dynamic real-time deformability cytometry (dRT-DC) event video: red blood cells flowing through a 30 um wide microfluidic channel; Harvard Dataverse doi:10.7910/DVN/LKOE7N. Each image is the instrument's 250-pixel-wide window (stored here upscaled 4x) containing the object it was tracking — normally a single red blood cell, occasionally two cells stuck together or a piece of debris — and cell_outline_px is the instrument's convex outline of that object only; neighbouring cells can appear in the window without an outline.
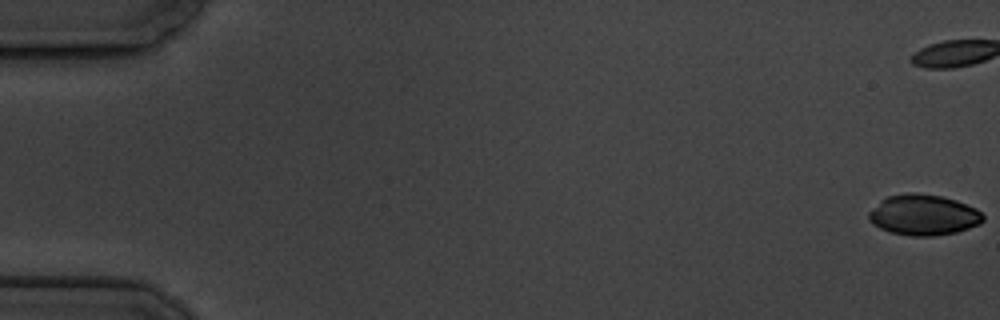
{"species": "common noctule bat (a hibernating species)", "species_latin": "Nyctalus noctula", "temperature_condition": "cold", "stored_images_in_passage": 6, "camera_frame_rate_fps": 3000, "um_per_image_px": 0.085, "animal": {"sex": "male", "body_mass_g": 19.5, "forearm_length_mm": 54.6}, "frame": {"image": 1, "passage_image": 1, "time_ms": 0.0, "image_size_px": [1000, 320], "cell_outline_px": [[984, 220], [980, 224], [956, 232], [932, 236], [912, 236], [892, 232], [880, 228], [872, 224], [868, 220], [868, 212], [880, 200], [888, 196], [908, 192], [916, 192], [940, 196], [956, 200], [976, 208], [984, 216]], "centroid_in_image_um": [78.48, 18.26], "position_along_channel_um": 6.5, "area_um2": 27.17}}
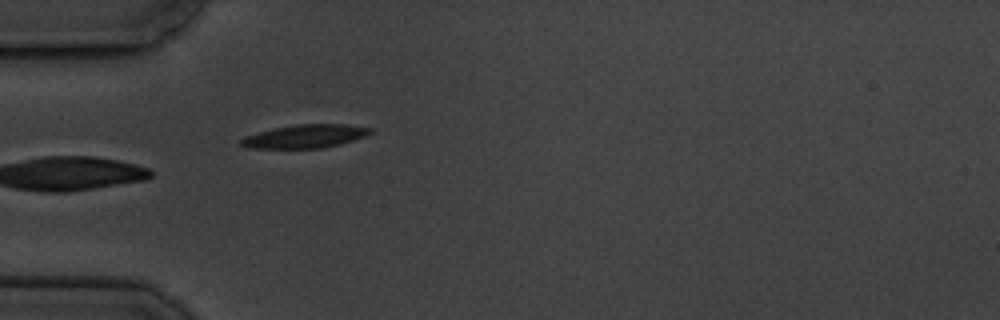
{"frame": {"image": 2, "passage_image": 6, "time_ms": 6.667, "image_size_px": [1000, 320], "cell_outline_px": [[372, 132], [364, 136], [340, 144], [320, 148], [248, 148], [236, 144], [244, 136], [276, 128], [296, 124], [348, 124], [372, 128]], "centroid_in_image_um": [25.9, 11.58], "position_along_channel_um": 59.1, "area_um2": 17.51}}